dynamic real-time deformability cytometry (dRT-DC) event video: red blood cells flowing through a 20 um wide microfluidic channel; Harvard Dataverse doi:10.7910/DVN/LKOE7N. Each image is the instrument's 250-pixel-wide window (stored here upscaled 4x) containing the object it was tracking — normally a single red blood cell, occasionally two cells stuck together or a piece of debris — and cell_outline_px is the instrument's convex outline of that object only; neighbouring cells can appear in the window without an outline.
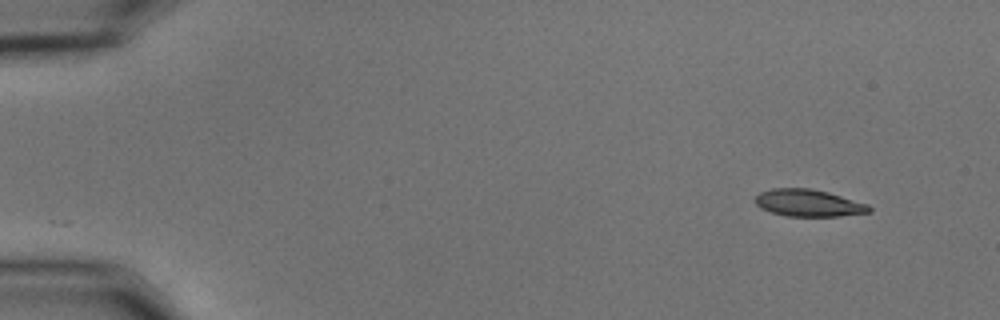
{"species": "common noctule bat (a hibernating species)", "species_latin": "Nyctalus noctula", "temperature_condition": "cold", "stored_images_in_passage": 13, "camera_frame_rate_fps": 3000, "um_per_image_px": 0.085, "animal": {"sex": "male", "body_mass_g": 15.6}, "frame": {"image": 1, "passage_image": 1, "time_ms": 0.0, "image_size_px": [1000, 320], "cell_outline_px": [[872, 212], [840, 216], [784, 216], [760, 208], [756, 204], [756, 196], [760, 192], [772, 188], [812, 188], [828, 192], [868, 204], [872, 208]], "centroid_in_image_um": [68.74, 17.25], "position_along_channel_um": 16.3, "area_um2": 18.03}}
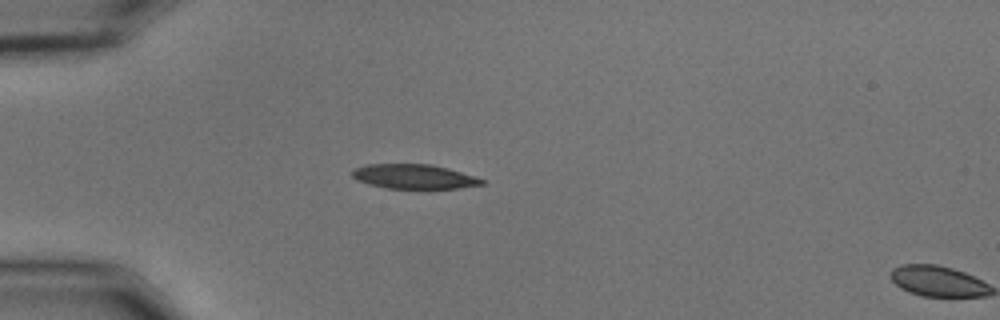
{"frame": {"image": 2, "passage_image": 12, "time_ms": 3.667, "image_size_px": [1000, 320], "cell_outline_px": [[488, 180], [484, 184], [460, 188], [388, 188], [368, 184], [356, 180], [352, 176], [352, 168], [368, 164], [432, 164], [448, 168], [476, 176]], "centroid_in_image_um": [35.22, 15.0], "position_along_channel_um": 49.8, "area_um2": 18.67}}